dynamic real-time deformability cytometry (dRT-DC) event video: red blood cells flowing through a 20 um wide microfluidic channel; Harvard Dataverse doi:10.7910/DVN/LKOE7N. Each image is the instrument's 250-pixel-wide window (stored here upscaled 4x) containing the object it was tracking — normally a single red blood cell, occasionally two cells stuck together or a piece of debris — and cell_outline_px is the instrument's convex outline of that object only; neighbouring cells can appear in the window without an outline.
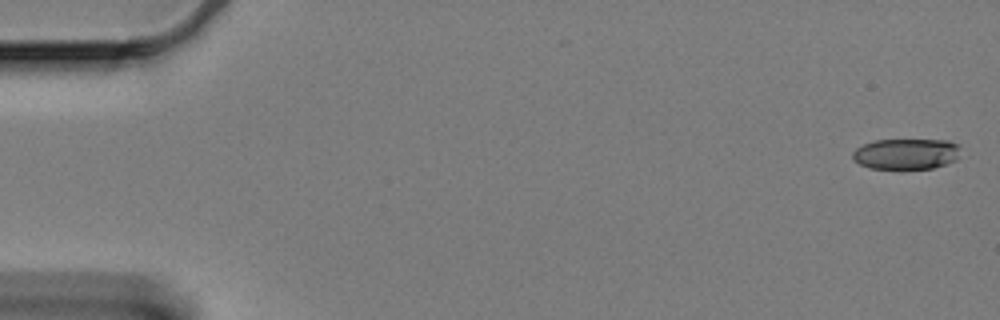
{"species": "Egyptian fruit bat (a non-hibernating species)", "species_latin": "Rousettus aegyptiacus", "temperature_condition": "cold", "stored_images_in_passage": 61, "camera_frame_rate_fps": 3000, "um_per_image_px": 0.085, "animal": {"sex": "female"}, "frame": {"image": 1, "passage_image": 1, "time_ms": 0.0, "image_size_px": [1000, 320], "cell_outline_px": [[960, 144], [956, 160], [932, 168], [868, 168], [852, 160], [852, 152], [856, 148], [864, 144], [876, 140], [948, 140]], "centroid_in_image_um": [77.0, 13.07], "position_along_channel_um": 8.0, "area_um2": 19.25}}
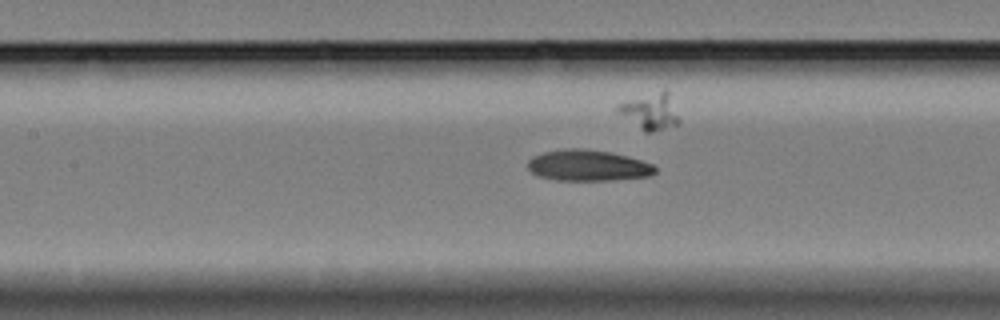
{"frame": {"image": 2, "passage_image": 27, "time_ms": 8.667, "image_size_px": [1000, 320], "cell_outline_px": [[656, 172], [652, 176], [612, 180], [556, 180], [536, 176], [528, 168], [528, 160], [532, 156], [544, 152], [568, 148], [580, 148], [612, 152], [628, 156], [652, 164], [656, 168]], "centroid_in_image_um": [49.97, 14.07], "position_along_channel_um": 157.4, "area_um2": 23.18}}
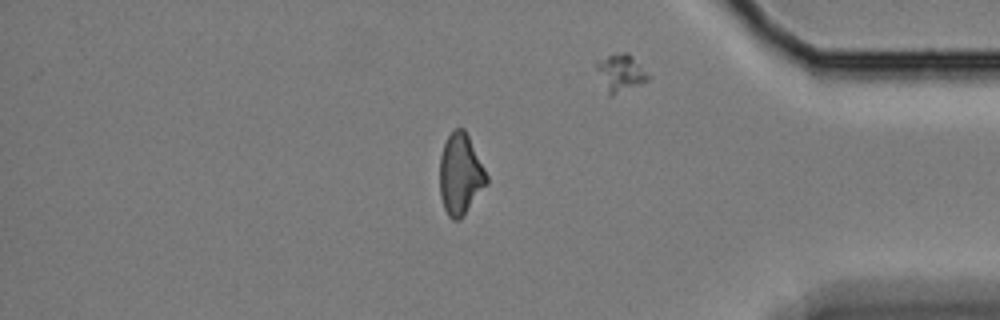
{"frame": {"image": 3, "passage_image": 51, "time_ms": 16.667, "image_size_px": [1000, 320], "cell_outline_px": [[488, 184], [460, 220], [452, 220], [448, 216], [444, 208], [440, 196], [440, 156], [444, 144], [448, 136], [456, 128], [464, 128], [488, 176]], "centroid_in_image_um": [39.13, 14.85], "position_along_channel_um": 396.1, "area_um2": 22.08}, "authors_computed_cell_mechanics": {"area_um2": 22.4842, "velocity_mm_per_s": 3.3196, "shape_relaxation_time_tau1_ms": 7.7788, "shape_relaxation_time_tau2_ms": 3.4577, "deformation_change_tau1": 0.1566, "deformation_change_tau2": 0.106}}